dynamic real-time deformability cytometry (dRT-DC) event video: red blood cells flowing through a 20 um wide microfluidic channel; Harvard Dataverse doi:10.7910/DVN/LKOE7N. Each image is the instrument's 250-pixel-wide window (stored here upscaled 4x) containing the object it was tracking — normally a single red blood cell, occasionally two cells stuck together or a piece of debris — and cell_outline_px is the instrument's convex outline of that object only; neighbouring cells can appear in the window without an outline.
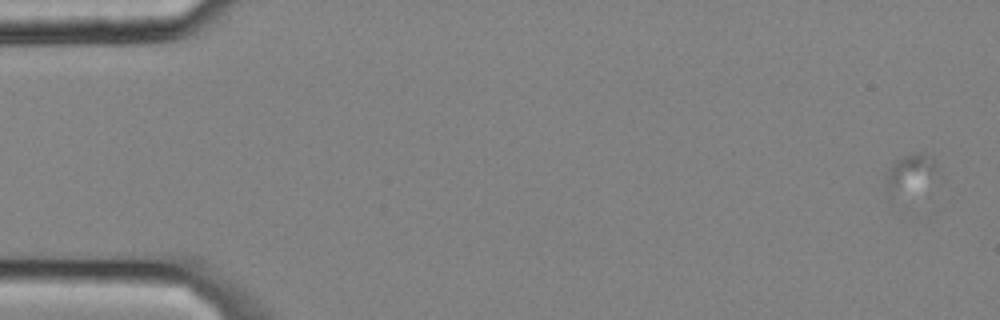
{"species": "common noctule bat (a hibernating species)", "species_latin": "Nyctalus noctula", "temperature_condition": "cold", "stored_images_in_passage": 4, "camera_frame_rate_fps": 3000, "um_per_image_px": 0.085, "animal": {"sex": "male", "body_mass_g": 20.4}, "frame": {"image": 1, "passage_image": 1, "time_ms": 0.0, "image_size_px": [1000, 320], "cell_outline_px": [[944, 180], [892, 196], [884, 196], [884, 176], [888, 168], [900, 156], [912, 152], [920, 152], [932, 156], [944, 176]], "centroid_in_image_um": [77.46, 14.76], "position_along_channel_um": 7.5, "area_um2": 13.06}}